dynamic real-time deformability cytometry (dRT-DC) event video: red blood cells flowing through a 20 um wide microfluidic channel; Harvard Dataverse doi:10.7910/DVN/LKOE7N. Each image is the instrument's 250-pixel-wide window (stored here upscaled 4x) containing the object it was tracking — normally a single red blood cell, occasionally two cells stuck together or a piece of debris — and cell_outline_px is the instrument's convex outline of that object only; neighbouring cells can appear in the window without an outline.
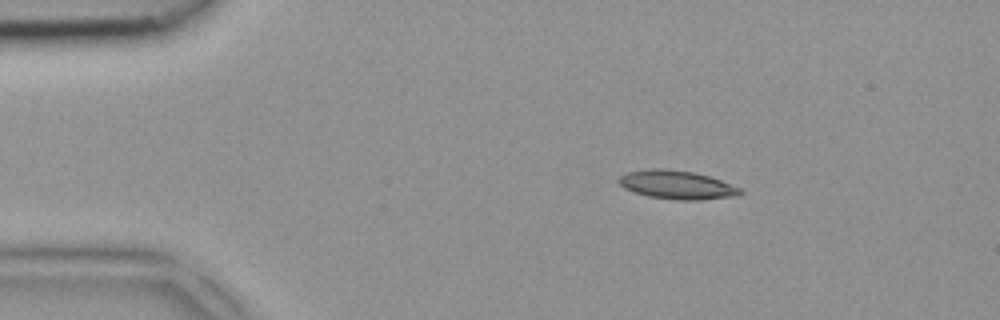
{"species": "common noctule bat (a hibernating species)", "species_latin": "Nyctalus noctula", "temperature_condition": "room temperature", "stored_images_in_passage": 3, "camera_frame_rate_fps": 3000, "um_per_image_px": 0.085, "animal": {"sex": "female", "body_mass_g": 18.4}, "frame": {"image": 1, "passage_image": 1, "time_ms": 0.0, "image_size_px": [1000, 320], "cell_outline_px": [[744, 192], [740, 196], [696, 200], [680, 200], [648, 196], [624, 188], [616, 180], [620, 176], [628, 172], [648, 168], [660, 168], [692, 172], [708, 176], [720, 180], [740, 188]], "centroid_in_image_um": [57.54, 15.71], "position_along_channel_um": 27.5, "area_um2": 20.11}}
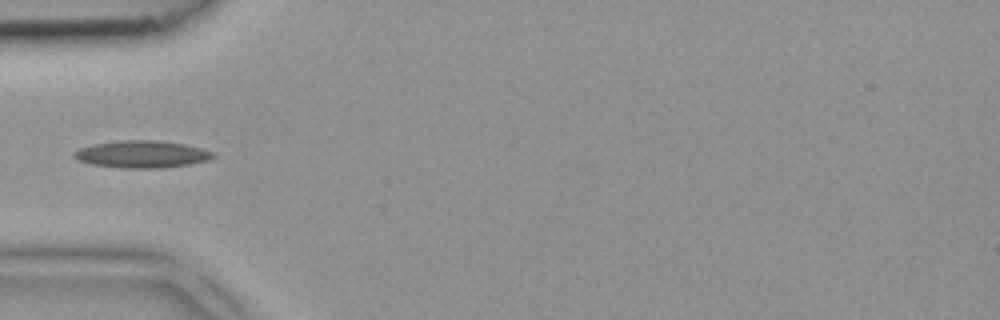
{"frame": {"image": 2, "passage_image": 3, "time_ms": 0.667, "image_size_px": [1000, 320], "cell_outline_px": [[216, 156], [208, 160], [188, 164], [164, 168], [120, 168], [92, 164], [80, 160], [72, 156], [72, 152], [80, 148], [92, 144], [116, 140], [160, 140], [184, 144], [200, 148], [212, 152]], "centroid_in_image_um": [12.03, 13.1], "position_along_channel_um": 73.0, "area_um2": 22.08}}